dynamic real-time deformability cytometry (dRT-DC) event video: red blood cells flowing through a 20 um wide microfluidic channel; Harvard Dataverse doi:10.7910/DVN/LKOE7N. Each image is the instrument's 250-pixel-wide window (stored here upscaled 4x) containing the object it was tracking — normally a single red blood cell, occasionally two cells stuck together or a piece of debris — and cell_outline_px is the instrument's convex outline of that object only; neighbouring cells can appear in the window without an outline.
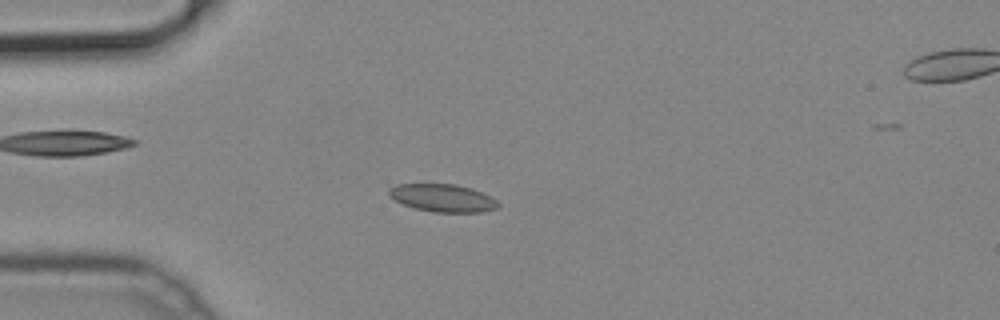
{"species": "common noctule bat (a hibernating species)", "species_latin": "Nyctalus noctula", "temperature_condition": "cold", "stored_images_in_passage": 48, "camera_frame_rate_fps": 3000, "um_per_image_px": 0.085, "animal": {"sex": "male", "body_mass_g": 19.2, "forearm_length_mm": 51.8}, "frame": {"image": 1, "passage_image": 10, "time_ms": 3.0, "image_size_px": [1000, 320], "cell_outline_px": [[500, 204], [496, 208], [480, 212], [432, 212], [412, 208], [388, 196], [388, 188], [396, 184], [456, 184], [472, 188], [496, 200]], "centroid_in_image_um": [37.58, 16.82], "position_along_channel_um": 47.4, "area_um2": 17.63}}
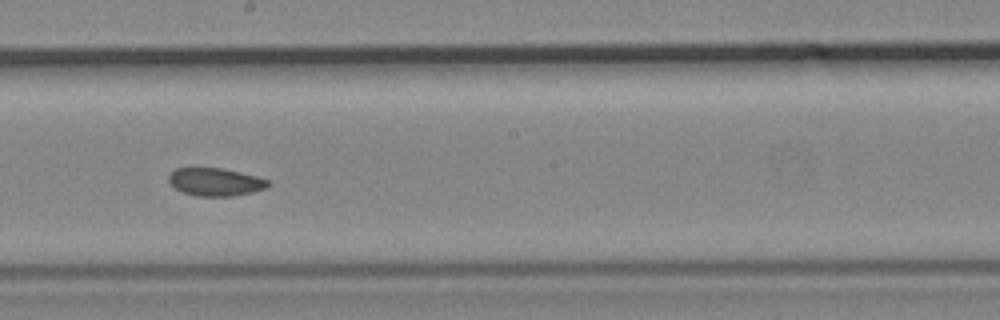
{"frame": {"image": 2, "passage_image": 25, "time_ms": 8.0, "image_size_px": [1000, 320], "cell_outline_px": [[272, 184], [264, 188], [252, 192], [232, 196], [200, 196], [184, 192], [176, 188], [168, 180], [168, 176], [176, 168], [224, 168], [256, 176], [268, 180]], "centroid_in_image_um": [18.33, 15.45], "position_along_channel_um": 229.9, "area_um2": 15.95}}
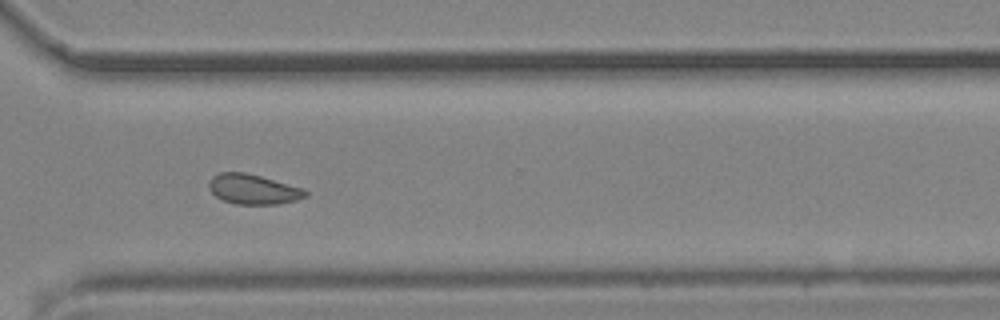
{"frame": {"image": 3, "passage_image": 34, "time_ms": 11.0, "image_size_px": [1000, 320], "cell_outline_px": [[308, 196], [296, 200], [280, 204], [236, 204], [224, 200], [216, 196], [208, 188], [208, 180], [212, 176], [220, 172], [244, 172], [260, 176], [304, 188], [308, 192]], "centroid_in_image_um": [21.52, 16.08], "position_along_channel_um": 349.1, "area_um2": 16.94}}